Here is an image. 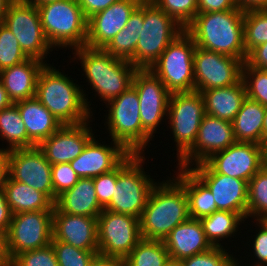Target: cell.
Returning a JSON list of instances; mask_svg holds the SVG:
<instances>
[{"label":"cell","mask_w":267,"mask_h":266,"mask_svg":"<svg viewBox=\"0 0 267 266\" xmlns=\"http://www.w3.org/2000/svg\"><path fill=\"white\" fill-rule=\"evenodd\" d=\"M46 64L40 71L35 97L62 125H77L91 120L92 103L86 92L67 74ZM91 108V109H90Z\"/></svg>","instance_id":"cell-1"},{"label":"cell","mask_w":267,"mask_h":266,"mask_svg":"<svg viewBox=\"0 0 267 266\" xmlns=\"http://www.w3.org/2000/svg\"><path fill=\"white\" fill-rule=\"evenodd\" d=\"M189 218L188 197L184 187L174 177L167 178L156 183L150 191L139 218L142 238L164 241L177 225Z\"/></svg>","instance_id":"cell-2"},{"label":"cell","mask_w":267,"mask_h":266,"mask_svg":"<svg viewBox=\"0 0 267 266\" xmlns=\"http://www.w3.org/2000/svg\"><path fill=\"white\" fill-rule=\"evenodd\" d=\"M244 13L241 9L198 13L185 30L197 47L245 62Z\"/></svg>","instance_id":"cell-3"},{"label":"cell","mask_w":267,"mask_h":266,"mask_svg":"<svg viewBox=\"0 0 267 266\" xmlns=\"http://www.w3.org/2000/svg\"><path fill=\"white\" fill-rule=\"evenodd\" d=\"M73 58L79 60L86 82L103 103L118 97L132 86L138 70L128 60L112 56L103 48L83 46L72 51ZM75 56V57H74ZM97 93V94H96Z\"/></svg>","instance_id":"cell-4"},{"label":"cell","mask_w":267,"mask_h":266,"mask_svg":"<svg viewBox=\"0 0 267 266\" xmlns=\"http://www.w3.org/2000/svg\"><path fill=\"white\" fill-rule=\"evenodd\" d=\"M106 107L108 114L104 125L108 126V136L130 154H143L146 146H150L148 143L152 138L142 129L140 102L135 87L132 85L121 95L107 102Z\"/></svg>","instance_id":"cell-5"},{"label":"cell","mask_w":267,"mask_h":266,"mask_svg":"<svg viewBox=\"0 0 267 266\" xmlns=\"http://www.w3.org/2000/svg\"><path fill=\"white\" fill-rule=\"evenodd\" d=\"M44 35L54 49L86 45L88 20L77 0H62L37 7Z\"/></svg>","instance_id":"cell-6"},{"label":"cell","mask_w":267,"mask_h":266,"mask_svg":"<svg viewBox=\"0 0 267 266\" xmlns=\"http://www.w3.org/2000/svg\"><path fill=\"white\" fill-rule=\"evenodd\" d=\"M143 20L135 54L129 60L137 69L151 68L168 45L185 30L151 0H143Z\"/></svg>","instance_id":"cell-7"},{"label":"cell","mask_w":267,"mask_h":266,"mask_svg":"<svg viewBox=\"0 0 267 266\" xmlns=\"http://www.w3.org/2000/svg\"><path fill=\"white\" fill-rule=\"evenodd\" d=\"M144 154H130L117 167V183L110 203L104 208L140 218L150 194L157 183L144 171Z\"/></svg>","instance_id":"cell-8"},{"label":"cell","mask_w":267,"mask_h":266,"mask_svg":"<svg viewBox=\"0 0 267 266\" xmlns=\"http://www.w3.org/2000/svg\"><path fill=\"white\" fill-rule=\"evenodd\" d=\"M196 44L184 30L149 68L170 93L195 91L193 57Z\"/></svg>","instance_id":"cell-9"},{"label":"cell","mask_w":267,"mask_h":266,"mask_svg":"<svg viewBox=\"0 0 267 266\" xmlns=\"http://www.w3.org/2000/svg\"><path fill=\"white\" fill-rule=\"evenodd\" d=\"M204 115V100L200 92L170 94L167 119L177 147L176 161L193 147Z\"/></svg>","instance_id":"cell-10"},{"label":"cell","mask_w":267,"mask_h":266,"mask_svg":"<svg viewBox=\"0 0 267 266\" xmlns=\"http://www.w3.org/2000/svg\"><path fill=\"white\" fill-rule=\"evenodd\" d=\"M2 23L14 34L28 58L46 62L43 59L47 58L53 48L44 35L37 7L13 0Z\"/></svg>","instance_id":"cell-11"},{"label":"cell","mask_w":267,"mask_h":266,"mask_svg":"<svg viewBox=\"0 0 267 266\" xmlns=\"http://www.w3.org/2000/svg\"><path fill=\"white\" fill-rule=\"evenodd\" d=\"M98 255L125 259L143 239L139 218L103 209L97 218Z\"/></svg>","instance_id":"cell-12"},{"label":"cell","mask_w":267,"mask_h":266,"mask_svg":"<svg viewBox=\"0 0 267 266\" xmlns=\"http://www.w3.org/2000/svg\"><path fill=\"white\" fill-rule=\"evenodd\" d=\"M6 238L11 260L21 252L49 246L53 239V211L12 214Z\"/></svg>","instance_id":"cell-13"},{"label":"cell","mask_w":267,"mask_h":266,"mask_svg":"<svg viewBox=\"0 0 267 266\" xmlns=\"http://www.w3.org/2000/svg\"><path fill=\"white\" fill-rule=\"evenodd\" d=\"M243 63L233 56L196 46L193 57L195 91L237 84L242 79Z\"/></svg>","instance_id":"cell-14"},{"label":"cell","mask_w":267,"mask_h":266,"mask_svg":"<svg viewBox=\"0 0 267 266\" xmlns=\"http://www.w3.org/2000/svg\"><path fill=\"white\" fill-rule=\"evenodd\" d=\"M8 176L44 193L54 203L51 164L38 146L9 150Z\"/></svg>","instance_id":"cell-15"},{"label":"cell","mask_w":267,"mask_h":266,"mask_svg":"<svg viewBox=\"0 0 267 266\" xmlns=\"http://www.w3.org/2000/svg\"><path fill=\"white\" fill-rule=\"evenodd\" d=\"M132 85L139 96L142 129L153 139L157 127L167 119L171 93L150 69H138Z\"/></svg>","instance_id":"cell-16"},{"label":"cell","mask_w":267,"mask_h":266,"mask_svg":"<svg viewBox=\"0 0 267 266\" xmlns=\"http://www.w3.org/2000/svg\"><path fill=\"white\" fill-rule=\"evenodd\" d=\"M193 166L189 169L209 188L217 209L236 212L247 220L248 182L215 173L204 162Z\"/></svg>","instance_id":"cell-17"},{"label":"cell","mask_w":267,"mask_h":266,"mask_svg":"<svg viewBox=\"0 0 267 266\" xmlns=\"http://www.w3.org/2000/svg\"><path fill=\"white\" fill-rule=\"evenodd\" d=\"M204 163L215 173L247 182L264 166L261 146L245 142H235L212 154Z\"/></svg>","instance_id":"cell-18"},{"label":"cell","mask_w":267,"mask_h":266,"mask_svg":"<svg viewBox=\"0 0 267 266\" xmlns=\"http://www.w3.org/2000/svg\"><path fill=\"white\" fill-rule=\"evenodd\" d=\"M235 142L232 122L205 114L193 147L178 161L176 167L189 168L204 162L212 154L225 150Z\"/></svg>","instance_id":"cell-19"},{"label":"cell","mask_w":267,"mask_h":266,"mask_svg":"<svg viewBox=\"0 0 267 266\" xmlns=\"http://www.w3.org/2000/svg\"><path fill=\"white\" fill-rule=\"evenodd\" d=\"M90 121L92 122L89 120L77 125H62L38 145L51 165L70 163L82 153L94 137L95 132L90 127Z\"/></svg>","instance_id":"cell-20"},{"label":"cell","mask_w":267,"mask_h":266,"mask_svg":"<svg viewBox=\"0 0 267 266\" xmlns=\"http://www.w3.org/2000/svg\"><path fill=\"white\" fill-rule=\"evenodd\" d=\"M142 0H118L88 19L86 46L105 48L126 25Z\"/></svg>","instance_id":"cell-21"},{"label":"cell","mask_w":267,"mask_h":266,"mask_svg":"<svg viewBox=\"0 0 267 266\" xmlns=\"http://www.w3.org/2000/svg\"><path fill=\"white\" fill-rule=\"evenodd\" d=\"M94 136L82 153L69 164L79 178H94L116 169L130 153L112 140L111 146L102 145Z\"/></svg>","instance_id":"cell-22"},{"label":"cell","mask_w":267,"mask_h":266,"mask_svg":"<svg viewBox=\"0 0 267 266\" xmlns=\"http://www.w3.org/2000/svg\"><path fill=\"white\" fill-rule=\"evenodd\" d=\"M98 217L53 212V239L88 251H99Z\"/></svg>","instance_id":"cell-23"},{"label":"cell","mask_w":267,"mask_h":266,"mask_svg":"<svg viewBox=\"0 0 267 266\" xmlns=\"http://www.w3.org/2000/svg\"><path fill=\"white\" fill-rule=\"evenodd\" d=\"M164 243L172 261H181L212 248L200 220L192 218L177 225Z\"/></svg>","instance_id":"cell-24"},{"label":"cell","mask_w":267,"mask_h":266,"mask_svg":"<svg viewBox=\"0 0 267 266\" xmlns=\"http://www.w3.org/2000/svg\"><path fill=\"white\" fill-rule=\"evenodd\" d=\"M46 64L48 63L28 58L0 71V81L12 103L35 97L38 77Z\"/></svg>","instance_id":"cell-25"},{"label":"cell","mask_w":267,"mask_h":266,"mask_svg":"<svg viewBox=\"0 0 267 266\" xmlns=\"http://www.w3.org/2000/svg\"><path fill=\"white\" fill-rule=\"evenodd\" d=\"M25 124L28 135V148L38 146L55 133L62 124L42 105L36 97L14 103Z\"/></svg>","instance_id":"cell-26"},{"label":"cell","mask_w":267,"mask_h":266,"mask_svg":"<svg viewBox=\"0 0 267 266\" xmlns=\"http://www.w3.org/2000/svg\"><path fill=\"white\" fill-rule=\"evenodd\" d=\"M103 211L96 196L93 178H79L69 190L59 195L53 212L98 217Z\"/></svg>","instance_id":"cell-27"},{"label":"cell","mask_w":267,"mask_h":266,"mask_svg":"<svg viewBox=\"0 0 267 266\" xmlns=\"http://www.w3.org/2000/svg\"><path fill=\"white\" fill-rule=\"evenodd\" d=\"M205 114L232 122L246 99V88L242 79L227 87L200 91Z\"/></svg>","instance_id":"cell-28"},{"label":"cell","mask_w":267,"mask_h":266,"mask_svg":"<svg viewBox=\"0 0 267 266\" xmlns=\"http://www.w3.org/2000/svg\"><path fill=\"white\" fill-rule=\"evenodd\" d=\"M177 169L174 178L186 191L190 218L200 219L219 211L209 188L189 168Z\"/></svg>","instance_id":"cell-29"},{"label":"cell","mask_w":267,"mask_h":266,"mask_svg":"<svg viewBox=\"0 0 267 266\" xmlns=\"http://www.w3.org/2000/svg\"><path fill=\"white\" fill-rule=\"evenodd\" d=\"M6 201L12 214L31 211H54V203L41 191L6 176L4 185Z\"/></svg>","instance_id":"cell-30"},{"label":"cell","mask_w":267,"mask_h":266,"mask_svg":"<svg viewBox=\"0 0 267 266\" xmlns=\"http://www.w3.org/2000/svg\"><path fill=\"white\" fill-rule=\"evenodd\" d=\"M266 107L246 97L232 121L236 142L261 144Z\"/></svg>","instance_id":"cell-31"},{"label":"cell","mask_w":267,"mask_h":266,"mask_svg":"<svg viewBox=\"0 0 267 266\" xmlns=\"http://www.w3.org/2000/svg\"><path fill=\"white\" fill-rule=\"evenodd\" d=\"M143 0L130 15L127 25L104 48L112 56L130 60L134 54L140 38L141 25H143Z\"/></svg>","instance_id":"cell-32"},{"label":"cell","mask_w":267,"mask_h":266,"mask_svg":"<svg viewBox=\"0 0 267 266\" xmlns=\"http://www.w3.org/2000/svg\"><path fill=\"white\" fill-rule=\"evenodd\" d=\"M199 220L212 247H224L220 241L237 234L239 226L245 222L240 214L231 211H217Z\"/></svg>","instance_id":"cell-33"},{"label":"cell","mask_w":267,"mask_h":266,"mask_svg":"<svg viewBox=\"0 0 267 266\" xmlns=\"http://www.w3.org/2000/svg\"><path fill=\"white\" fill-rule=\"evenodd\" d=\"M0 139L8 142L6 151L28 148V135L21 114L17 106H11L0 110Z\"/></svg>","instance_id":"cell-34"},{"label":"cell","mask_w":267,"mask_h":266,"mask_svg":"<svg viewBox=\"0 0 267 266\" xmlns=\"http://www.w3.org/2000/svg\"><path fill=\"white\" fill-rule=\"evenodd\" d=\"M126 266H166L171 260L162 240L142 239L124 259Z\"/></svg>","instance_id":"cell-35"},{"label":"cell","mask_w":267,"mask_h":266,"mask_svg":"<svg viewBox=\"0 0 267 266\" xmlns=\"http://www.w3.org/2000/svg\"><path fill=\"white\" fill-rule=\"evenodd\" d=\"M267 218V169L263 166L248 182L247 219Z\"/></svg>","instance_id":"cell-36"},{"label":"cell","mask_w":267,"mask_h":266,"mask_svg":"<svg viewBox=\"0 0 267 266\" xmlns=\"http://www.w3.org/2000/svg\"><path fill=\"white\" fill-rule=\"evenodd\" d=\"M267 42V9L247 10L244 13V48H252Z\"/></svg>","instance_id":"cell-37"},{"label":"cell","mask_w":267,"mask_h":266,"mask_svg":"<svg viewBox=\"0 0 267 266\" xmlns=\"http://www.w3.org/2000/svg\"><path fill=\"white\" fill-rule=\"evenodd\" d=\"M242 81L246 88L247 98L267 107V70L250 67L244 62Z\"/></svg>","instance_id":"cell-38"},{"label":"cell","mask_w":267,"mask_h":266,"mask_svg":"<svg viewBox=\"0 0 267 266\" xmlns=\"http://www.w3.org/2000/svg\"><path fill=\"white\" fill-rule=\"evenodd\" d=\"M28 57L21 49L14 34L0 23V71L19 64Z\"/></svg>","instance_id":"cell-39"},{"label":"cell","mask_w":267,"mask_h":266,"mask_svg":"<svg viewBox=\"0 0 267 266\" xmlns=\"http://www.w3.org/2000/svg\"><path fill=\"white\" fill-rule=\"evenodd\" d=\"M158 8L186 28L198 14L197 0H151Z\"/></svg>","instance_id":"cell-40"},{"label":"cell","mask_w":267,"mask_h":266,"mask_svg":"<svg viewBox=\"0 0 267 266\" xmlns=\"http://www.w3.org/2000/svg\"><path fill=\"white\" fill-rule=\"evenodd\" d=\"M59 266H89L99 251L75 248L61 241H51Z\"/></svg>","instance_id":"cell-41"},{"label":"cell","mask_w":267,"mask_h":266,"mask_svg":"<svg viewBox=\"0 0 267 266\" xmlns=\"http://www.w3.org/2000/svg\"><path fill=\"white\" fill-rule=\"evenodd\" d=\"M224 247L211 249L179 261L183 266H237V258ZM233 255V256H232Z\"/></svg>","instance_id":"cell-42"},{"label":"cell","mask_w":267,"mask_h":266,"mask_svg":"<svg viewBox=\"0 0 267 266\" xmlns=\"http://www.w3.org/2000/svg\"><path fill=\"white\" fill-rule=\"evenodd\" d=\"M11 266H59L55 251L47 247L21 252L11 260Z\"/></svg>","instance_id":"cell-43"},{"label":"cell","mask_w":267,"mask_h":266,"mask_svg":"<svg viewBox=\"0 0 267 266\" xmlns=\"http://www.w3.org/2000/svg\"><path fill=\"white\" fill-rule=\"evenodd\" d=\"M54 203L59 195L71 189L79 180L69 163L51 165Z\"/></svg>","instance_id":"cell-44"},{"label":"cell","mask_w":267,"mask_h":266,"mask_svg":"<svg viewBox=\"0 0 267 266\" xmlns=\"http://www.w3.org/2000/svg\"><path fill=\"white\" fill-rule=\"evenodd\" d=\"M95 192L100 206L104 209L111 201L117 183V168L93 178Z\"/></svg>","instance_id":"cell-45"},{"label":"cell","mask_w":267,"mask_h":266,"mask_svg":"<svg viewBox=\"0 0 267 266\" xmlns=\"http://www.w3.org/2000/svg\"><path fill=\"white\" fill-rule=\"evenodd\" d=\"M256 222V223H255ZM253 223L259 228L258 233L254 235L253 244L250 242L253 249V257L256 258L254 266H266L267 265V224L263 220H255ZM259 224V225H258ZM240 260L237 259V266L240 265Z\"/></svg>","instance_id":"cell-46"},{"label":"cell","mask_w":267,"mask_h":266,"mask_svg":"<svg viewBox=\"0 0 267 266\" xmlns=\"http://www.w3.org/2000/svg\"><path fill=\"white\" fill-rule=\"evenodd\" d=\"M245 63L250 67L267 70V42L252 48L247 53Z\"/></svg>","instance_id":"cell-47"},{"label":"cell","mask_w":267,"mask_h":266,"mask_svg":"<svg viewBox=\"0 0 267 266\" xmlns=\"http://www.w3.org/2000/svg\"><path fill=\"white\" fill-rule=\"evenodd\" d=\"M198 13L239 9L234 0H197Z\"/></svg>","instance_id":"cell-48"},{"label":"cell","mask_w":267,"mask_h":266,"mask_svg":"<svg viewBox=\"0 0 267 266\" xmlns=\"http://www.w3.org/2000/svg\"><path fill=\"white\" fill-rule=\"evenodd\" d=\"M84 16L88 20L94 14L107 9L111 4L118 0H77Z\"/></svg>","instance_id":"cell-49"},{"label":"cell","mask_w":267,"mask_h":266,"mask_svg":"<svg viewBox=\"0 0 267 266\" xmlns=\"http://www.w3.org/2000/svg\"><path fill=\"white\" fill-rule=\"evenodd\" d=\"M12 219V212L6 201L4 188H0V230L8 231Z\"/></svg>","instance_id":"cell-50"},{"label":"cell","mask_w":267,"mask_h":266,"mask_svg":"<svg viewBox=\"0 0 267 266\" xmlns=\"http://www.w3.org/2000/svg\"><path fill=\"white\" fill-rule=\"evenodd\" d=\"M237 7L243 11L267 9V0H234Z\"/></svg>","instance_id":"cell-51"},{"label":"cell","mask_w":267,"mask_h":266,"mask_svg":"<svg viewBox=\"0 0 267 266\" xmlns=\"http://www.w3.org/2000/svg\"><path fill=\"white\" fill-rule=\"evenodd\" d=\"M89 266H126L125 260L97 255Z\"/></svg>","instance_id":"cell-52"},{"label":"cell","mask_w":267,"mask_h":266,"mask_svg":"<svg viewBox=\"0 0 267 266\" xmlns=\"http://www.w3.org/2000/svg\"><path fill=\"white\" fill-rule=\"evenodd\" d=\"M0 266H11V259L7 250L6 232L0 230Z\"/></svg>","instance_id":"cell-53"},{"label":"cell","mask_w":267,"mask_h":266,"mask_svg":"<svg viewBox=\"0 0 267 266\" xmlns=\"http://www.w3.org/2000/svg\"><path fill=\"white\" fill-rule=\"evenodd\" d=\"M7 153L4 148H0V188H3L7 172Z\"/></svg>","instance_id":"cell-54"},{"label":"cell","mask_w":267,"mask_h":266,"mask_svg":"<svg viewBox=\"0 0 267 266\" xmlns=\"http://www.w3.org/2000/svg\"><path fill=\"white\" fill-rule=\"evenodd\" d=\"M12 104L13 103L9 99L8 93L6 92L5 88L3 87L2 82L0 81V110L9 107Z\"/></svg>","instance_id":"cell-55"},{"label":"cell","mask_w":267,"mask_h":266,"mask_svg":"<svg viewBox=\"0 0 267 266\" xmlns=\"http://www.w3.org/2000/svg\"><path fill=\"white\" fill-rule=\"evenodd\" d=\"M20 1L26 4L33 5L35 7H40L48 3L59 2L62 0H20Z\"/></svg>","instance_id":"cell-56"},{"label":"cell","mask_w":267,"mask_h":266,"mask_svg":"<svg viewBox=\"0 0 267 266\" xmlns=\"http://www.w3.org/2000/svg\"><path fill=\"white\" fill-rule=\"evenodd\" d=\"M12 1L13 0H0V23L3 22L7 8Z\"/></svg>","instance_id":"cell-57"},{"label":"cell","mask_w":267,"mask_h":266,"mask_svg":"<svg viewBox=\"0 0 267 266\" xmlns=\"http://www.w3.org/2000/svg\"><path fill=\"white\" fill-rule=\"evenodd\" d=\"M260 146H261L263 164L265 165L267 163V137L262 139Z\"/></svg>","instance_id":"cell-58"},{"label":"cell","mask_w":267,"mask_h":266,"mask_svg":"<svg viewBox=\"0 0 267 266\" xmlns=\"http://www.w3.org/2000/svg\"><path fill=\"white\" fill-rule=\"evenodd\" d=\"M267 137V107L264 113V122H263V138Z\"/></svg>","instance_id":"cell-59"},{"label":"cell","mask_w":267,"mask_h":266,"mask_svg":"<svg viewBox=\"0 0 267 266\" xmlns=\"http://www.w3.org/2000/svg\"><path fill=\"white\" fill-rule=\"evenodd\" d=\"M166 266H183L179 261H170Z\"/></svg>","instance_id":"cell-60"},{"label":"cell","mask_w":267,"mask_h":266,"mask_svg":"<svg viewBox=\"0 0 267 266\" xmlns=\"http://www.w3.org/2000/svg\"><path fill=\"white\" fill-rule=\"evenodd\" d=\"M263 221L267 224V218L263 219Z\"/></svg>","instance_id":"cell-61"}]
</instances>
